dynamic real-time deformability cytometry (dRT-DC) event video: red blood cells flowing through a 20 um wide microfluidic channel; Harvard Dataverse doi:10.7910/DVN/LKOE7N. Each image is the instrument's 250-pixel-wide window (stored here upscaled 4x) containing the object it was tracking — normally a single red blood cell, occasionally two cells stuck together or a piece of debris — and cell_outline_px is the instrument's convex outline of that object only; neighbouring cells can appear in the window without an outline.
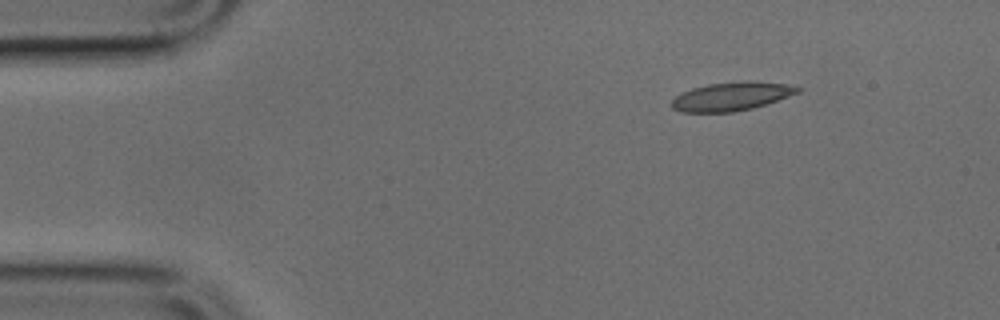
{"species": "common noctule bat (a hibernating species)", "species_latin": "Nyctalus noctula", "temperature_condition": "cold", "stored_images_in_passage": 3, "camera_frame_rate_fps": 3000, "um_per_image_px": 0.085, "animal": {"sex": "male", "body_mass_g": 17.9, "forearm_length_mm": 54.2}, "frame": {"image": 1, "passage_image": 3, "time_ms": 0.667, "image_size_px": [1000, 320], "cell_outline_px": [[800, 92], [752, 108], [732, 112], [680, 112], [672, 108], [672, 100], [676, 96], [692, 88], [708, 84], [788, 84], [800, 88]], "centroid_in_image_um": [62.08, 8.25], "position_along_channel_um": 22.9, "area_um2": 19.59}}